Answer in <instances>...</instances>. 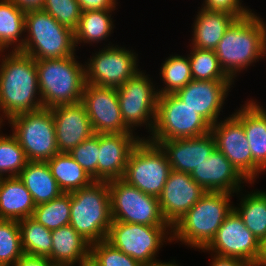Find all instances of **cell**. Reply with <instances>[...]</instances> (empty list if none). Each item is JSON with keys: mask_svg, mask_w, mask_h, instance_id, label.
Instances as JSON below:
<instances>
[{"mask_svg": "<svg viewBox=\"0 0 266 266\" xmlns=\"http://www.w3.org/2000/svg\"><path fill=\"white\" fill-rule=\"evenodd\" d=\"M234 115L241 121L253 158V184L266 170V109L249 100Z\"/></svg>", "mask_w": 266, "mask_h": 266, "instance_id": "23", "label": "cell"}, {"mask_svg": "<svg viewBox=\"0 0 266 266\" xmlns=\"http://www.w3.org/2000/svg\"><path fill=\"white\" fill-rule=\"evenodd\" d=\"M82 12L98 10H116L117 0H77Z\"/></svg>", "mask_w": 266, "mask_h": 266, "instance_id": "42", "label": "cell"}, {"mask_svg": "<svg viewBox=\"0 0 266 266\" xmlns=\"http://www.w3.org/2000/svg\"><path fill=\"white\" fill-rule=\"evenodd\" d=\"M81 266H93V265L88 262L87 264H83Z\"/></svg>", "mask_w": 266, "mask_h": 266, "instance_id": "50", "label": "cell"}, {"mask_svg": "<svg viewBox=\"0 0 266 266\" xmlns=\"http://www.w3.org/2000/svg\"><path fill=\"white\" fill-rule=\"evenodd\" d=\"M202 8L209 11H223L234 15L237 19L252 13L251 9L241 5V0H204Z\"/></svg>", "mask_w": 266, "mask_h": 266, "instance_id": "41", "label": "cell"}, {"mask_svg": "<svg viewBox=\"0 0 266 266\" xmlns=\"http://www.w3.org/2000/svg\"><path fill=\"white\" fill-rule=\"evenodd\" d=\"M2 53L4 51H0L1 58L4 57L0 60L1 125L5 119L44 108L35 59L19 50H11L6 56Z\"/></svg>", "mask_w": 266, "mask_h": 266, "instance_id": "1", "label": "cell"}, {"mask_svg": "<svg viewBox=\"0 0 266 266\" xmlns=\"http://www.w3.org/2000/svg\"><path fill=\"white\" fill-rule=\"evenodd\" d=\"M169 228L171 230L170 226H148L112 221L106 241L143 266H160L168 263H162L155 257L165 240L172 242Z\"/></svg>", "mask_w": 266, "mask_h": 266, "instance_id": "7", "label": "cell"}, {"mask_svg": "<svg viewBox=\"0 0 266 266\" xmlns=\"http://www.w3.org/2000/svg\"><path fill=\"white\" fill-rule=\"evenodd\" d=\"M108 45L85 62V81L88 84L117 88L140 71L138 54L125 47Z\"/></svg>", "mask_w": 266, "mask_h": 266, "instance_id": "13", "label": "cell"}, {"mask_svg": "<svg viewBox=\"0 0 266 266\" xmlns=\"http://www.w3.org/2000/svg\"><path fill=\"white\" fill-rule=\"evenodd\" d=\"M215 147L233 164L238 172L253 183V158L241 121L232 114L211 126Z\"/></svg>", "mask_w": 266, "mask_h": 266, "instance_id": "16", "label": "cell"}, {"mask_svg": "<svg viewBox=\"0 0 266 266\" xmlns=\"http://www.w3.org/2000/svg\"><path fill=\"white\" fill-rule=\"evenodd\" d=\"M89 263L93 266H143L131 256L114 248L106 240L90 245Z\"/></svg>", "mask_w": 266, "mask_h": 266, "instance_id": "38", "label": "cell"}, {"mask_svg": "<svg viewBox=\"0 0 266 266\" xmlns=\"http://www.w3.org/2000/svg\"><path fill=\"white\" fill-rule=\"evenodd\" d=\"M18 177L31 193L35 205L47 203L63 193L47 162L28 161Z\"/></svg>", "mask_w": 266, "mask_h": 266, "instance_id": "27", "label": "cell"}, {"mask_svg": "<svg viewBox=\"0 0 266 266\" xmlns=\"http://www.w3.org/2000/svg\"><path fill=\"white\" fill-rule=\"evenodd\" d=\"M46 162L64 193L79 190L94 181L69 153H58Z\"/></svg>", "mask_w": 266, "mask_h": 266, "instance_id": "28", "label": "cell"}, {"mask_svg": "<svg viewBox=\"0 0 266 266\" xmlns=\"http://www.w3.org/2000/svg\"><path fill=\"white\" fill-rule=\"evenodd\" d=\"M98 151L99 134H94L69 152V155L94 181H98Z\"/></svg>", "mask_w": 266, "mask_h": 266, "instance_id": "40", "label": "cell"}, {"mask_svg": "<svg viewBox=\"0 0 266 266\" xmlns=\"http://www.w3.org/2000/svg\"><path fill=\"white\" fill-rule=\"evenodd\" d=\"M113 221L148 226H169L163 218L158 197L145 194L122 178L108 182Z\"/></svg>", "mask_w": 266, "mask_h": 266, "instance_id": "11", "label": "cell"}, {"mask_svg": "<svg viewBox=\"0 0 266 266\" xmlns=\"http://www.w3.org/2000/svg\"><path fill=\"white\" fill-rule=\"evenodd\" d=\"M42 10L73 31L77 28L82 13L77 0H45Z\"/></svg>", "mask_w": 266, "mask_h": 266, "instance_id": "39", "label": "cell"}, {"mask_svg": "<svg viewBox=\"0 0 266 266\" xmlns=\"http://www.w3.org/2000/svg\"><path fill=\"white\" fill-rule=\"evenodd\" d=\"M165 152L173 171L191 174L212 153L215 140L211 132L192 138L151 141Z\"/></svg>", "mask_w": 266, "mask_h": 266, "instance_id": "22", "label": "cell"}, {"mask_svg": "<svg viewBox=\"0 0 266 266\" xmlns=\"http://www.w3.org/2000/svg\"><path fill=\"white\" fill-rule=\"evenodd\" d=\"M206 193L190 174L172 170L158 197L163 218L172 227Z\"/></svg>", "mask_w": 266, "mask_h": 266, "instance_id": "17", "label": "cell"}, {"mask_svg": "<svg viewBox=\"0 0 266 266\" xmlns=\"http://www.w3.org/2000/svg\"><path fill=\"white\" fill-rule=\"evenodd\" d=\"M232 193L207 192L171 227L172 241L204 249L234 209Z\"/></svg>", "mask_w": 266, "mask_h": 266, "instance_id": "3", "label": "cell"}, {"mask_svg": "<svg viewBox=\"0 0 266 266\" xmlns=\"http://www.w3.org/2000/svg\"><path fill=\"white\" fill-rule=\"evenodd\" d=\"M211 131V125L175 94L159 95L155 125L149 141L192 138ZM149 138V139H148Z\"/></svg>", "mask_w": 266, "mask_h": 266, "instance_id": "9", "label": "cell"}, {"mask_svg": "<svg viewBox=\"0 0 266 266\" xmlns=\"http://www.w3.org/2000/svg\"><path fill=\"white\" fill-rule=\"evenodd\" d=\"M153 86L148 75L138 71L124 85L117 87L122 119L132 132L135 127L146 125L148 132L152 133L159 97Z\"/></svg>", "mask_w": 266, "mask_h": 266, "instance_id": "12", "label": "cell"}, {"mask_svg": "<svg viewBox=\"0 0 266 266\" xmlns=\"http://www.w3.org/2000/svg\"><path fill=\"white\" fill-rule=\"evenodd\" d=\"M13 2L25 13L30 11L42 10L45 0H8Z\"/></svg>", "mask_w": 266, "mask_h": 266, "instance_id": "45", "label": "cell"}, {"mask_svg": "<svg viewBox=\"0 0 266 266\" xmlns=\"http://www.w3.org/2000/svg\"><path fill=\"white\" fill-rule=\"evenodd\" d=\"M81 103L95 134H133L122 119L117 88L85 83Z\"/></svg>", "mask_w": 266, "mask_h": 266, "instance_id": "14", "label": "cell"}, {"mask_svg": "<svg viewBox=\"0 0 266 266\" xmlns=\"http://www.w3.org/2000/svg\"><path fill=\"white\" fill-rule=\"evenodd\" d=\"M36 205L19 177H3L0 190V220L31 217Z\"/></svg>", "mask_w": 266, "mask_h": 266, "instance_id": "26", "label": "cell"}, {"mask_svg": "<svg viewBox=\"0 0 266 266\" xmlns=\"http://www.w3.org/2000/svg\"><path fill=\"white\" fill-rule=\"evenodd\" d=\"M90 243L85 240L70 224L52 230V249L48 258L54 264L79 266L90 259Z\"/></svg>", "mask_w": 266, "mask_h": 266, "instance_id": "24", "label": "cell"}, {"mask_svg": "<svg viewBox=\"0 0 266 266\" xmlns=\"http://www.w3.org/2000/svg\"><path fill=\"white\" fill-rule=\"evenodd\" d=\"M237 18L223 11H209L203 8L198 12L193 25L192 45L199 49L215 50L225 31Z\"/></svg>", "mask_w": 266, "mask_h": 266, "instance_id": "25", "label": "cell"}, {"mask_svg": "<svg viewBox=\"0 0 266 266\" xmlns=\"http://www.w3.org/2000/svg\"><path fill=\"white\" fill-rule=\"evenodd\" d=\"M2 181H3V177L0 176V190H1V186H2Z\"/></svg>", "mask_w": 266, "mask_h": 266, "instance_id": "49", "label": "cell"}, {"mask_svg": "<svg viewBox=\"0 0 266 266\" xmlns=\"http://www.w3.org/2000/svg\"><path fill=\"white\" fill-rule=\"evenodd\" d=\"M0 266H9V265L4 264V263H0Z\"/></svg>", "mask_w": 266, "mask_h": 266, "instance_id": "51", "label": "cell"}, {"mask_svg": "<svg viewBox=\"0 0 266 266\" xmlns=\"http://www.w3.org/2000/svg\"><path fill=\"white\" fill-rule=\"evenodd\" d=\"M232 80H191L175 95L201 115L211 126L218 122Z\"/></svg>", "mask_w": 266, "mask_h": 266, "instance_id": "18", "label": "cell"}, {"mask_svg": "<svg viewBox=\"0 0 266 266\" xmlns=\"http://www.w3.org/2000/svg\"><path fill=\"white\" fill-rule=\"evenodd\" d=\"M243 194L239 207L234 210L242 218L244 225L253 233L259 242L266 239V191H255Z\"/></svg>", "mask_w": 266, "mask_h": 266, "instance_id": "31", "label": "cell"}, {"mask_svg": "<svg viewBox=\"0 0 266 266\" xmlns=\"http://www.w3.org/2000/svg\"><path fill=\"white\" fill-rule=\"evenodd\" d=\"M54 263L45 256L23 254L14 266H53Z\"/></svg>", "mask_w": 266, "mask_h": 266, "instance_id": "43", "label": "cell"}, {"mask_svg": "<svg viewBox=\"0 0 266 266\" xmlns=\"http://www.w3.org/2000/svg\"><path fill=\"white\" fill-rule=\"evenodd\" d=\"M190 176L207 192L238 194L242 191L241 184L249 183L216 148L192 171Z\"/></svg>", "mask_w": 266, "mask_h": 266, "instance_id": "19", "label": "cell"}, {"mask_svg": "<svg viewBox=\"0 0 266 266\" xmlns=\"http://www.w3.org/2000/svg\"><path fill=\"white\" fill-rule=\"evenodd\" d=\"M25 14L13 2L0 0V51L5 50L6 52V49L12 45L13 51L23 47L22 35L25 33Z\"/></svg>", "mask_w": 266, "mask_h": 266, "instance_id": "29", "label": "cell"}, {"mask_svg": "<svg viewBox=\"0 0 266 266\" xmlns=\"http://www.w3.org/2000/svg\"><path fill=\"white\" fill-rule=\"evenodd\" d=\"M4 135L0 134V176L18 177L28 160L17 139L12 134Z\"/></svg>", "mask_w": 266, "mask_h": 266, "instance_id": "36", "label": "cell"}, {"mask_svg": "<svg viewBox=\"0 0 266 266\" xmlns=\"http://www.w3.org/2000/svg\"><path fill=\"white\" fill-rule=\"evenodd\" d=\"M8 122L28 161L46 162L59 153L51 109L22 113Z\"/></svg>", "mask_w": 266, "mask_h": 266, "instance_id": "10", "label": "cell"}, {"mask_svg": "<svg viewBox=\"0 0 266 266\" xmlns=\"http://www.w3.org/2000/svg\"><path fill=\"white\" fill-rule=\"evenodd\" d=\"M70 193L69 224L90 244L106 240L113 221L108 182L93 181Z\"/></svg>", "mask_w": 266, "mask_h": 266, "instance_id": "5", "label": "cell"}, {"mask_svg": "<svg viewBox=\"0 0 266 266\" xmlns=\"http://www.w3.org/2000/svg\"><path fill=\"white\" fill-rule=\"evenodd\" d=\"M254 266H266V239L260 242V252Z\"/></svg>", "mask_w": 266, "mask_h": 266, "instance_id": "46", "label": "cell"}, {"mask_svg": "<svg viewBox=\"0 0 266 266\" xmlns=\"http://www.w3.org/2000/svg\"><path fill=\"white\" fill-rule=\"evenodd\" d=\"M202 250L223 257L239 258L254 266L260 252V242L233 209L215 237Z\"/></svg>", "mask_w": 266, "mask_h": 266, "instance_id": "15", "label": "cell"}, {"mask_svg": "<svg viewBox=\"0 0 266 266\" xmlns=\"http://www.w3.org/2000/svg\"><path fill=\"white\" fill-rule=\"evenodd\" d=\"M160 68V77L166 86L157 90L159 95L175 94L193 80L188 56L171 55Z\"/></svg>", "mask_w": 266, "mask_h": 266, "instance_id": "34", "label": "cell"}, {"mask_svg": "<svg viewBox=\"0 0 266 266\" xmlns=\"http://www.w3.org/2000/svg\"><path fill=\"white\" fill-rule=\"evenodd\" d=\"M215 53L221 69L234 81L237 73L266 56V23L254 12L236 19L225 31Z\"/></svg>", "mask_w": 266, "mask_h": 266, "instance_id": "2", "label": "cell"}, {"mask_svg": "<svg viewBox=\"0 0 266 266\" xmlns=\"http://www.w3.org/2000/svg\"><path fill=\"white\" fill-rule=\"evenodd\" d=\"M23 254L18 221L0 220V263L14 266Z\"/></svg>", "mask_w": 266, "mask_h": 266, "instance_id": "37", "label": "cell"}, {"mask_svg": "<svg viewBox=\"0 0 266 266\" xmlns=\"http://www.w3.org/2000/svg\"><path fill=\"white\" fill-rule=\"evenodd\" d=\"M53 266H74V265H70V264H54Z\"/></svg>", "mask_w": 266, "mask_h": 266, "instance_id": "48", "label": "cell"}, {"mask_svg": "<svg viewBox=\"0 0 266 266\" xmlns=\"http://www.w3.org/2000/svg\"><path fill=\"white\" fill-rule=\"evenodd\" d=\"M191 48L188 57L193 80H231L221 69L215 50Z\"/></svg>", "mask_w": 266, "mask_h": 266, "instance_id": "35", "label": "cell"}, {"mask_svg": "<svg viewBox=\"0 0 266 266\" xmlns=\"http://www.w3.org/2000/svg\"><path fill=\"white\" fill-rule=\"evenodd\" d=\"M211 266H253L250 263L235 257H223L213 254Z\"/></svg>", "mask_w": 266, "mask_h": 266, "instance_id": "44", "label": "cell"}, {"mask_svg": "<svg viewBox=\"0 0 266 266\" xmlns=\"http://www.w3.org/2000/svg\"><path fill=\"white\" fill-rule=\"evenodd\" d=\"M70 211L71 193L63 192L47 203L36 205L31 218L52 231L69 225Z\"/></svg>", "mask_w": 266, "mask_h": 266, "instance_id": "33", "label": "cell"}, {"mask_svg": "<svg viewBox=\"0 0 266 266\" xmlns=\"http://www.w3.org/2000/svg\"><path fill=\"white\" fill-rule=\"evenodd\" d=\"M171 171L161 147L143 137L132 150L122 179L145 194L159 197Z\"/></svg>", "mask_w": 266, "mask_h": 266, "instance_id": "8", "label": "cell"}, {"mask_svg": "<svg viewBox=\"0 0 266 266\" xmlns=\"http://www.w3.org/2000/svg\"><path fill=\"white\" fill-rule=\"evenodd\" d=\"M76 55L60 59L35 60L42 105L46 109L81 102L85 66Z\"/></svg>", "mask_w": 266, "mask_h": 266, "instance_id": "4", "label": "cell"}, {"mask_svg": "<svg viewBox=\"0 0 266 266\" xmlns=\"http://www.w3.org/2000/svg\"><path fill=\"white\" fill-rule=\"evenodd\" d=\"M26 32L19 51L35 60L60 59L76 54L74 31L61 25L44 10L25 14Z\"/></svg>", "mask_w": 266, "mask_h": 266, "instance_id": "6", "label": "cell"}, {"mask_svg": "<svg viewBox=\"0 0 266 266\" xmlns=\"http://www.w3.org/2000/svg\"><path fill=\"white\" fill-rule=\"evenodd\" d=\"M24 254L48 257L52 249V231L31 217L18 221Z\"/></svg>", "mask_w": 266, "mask_h": 266, "instance_id": "32", "label": "cell"}, {"mask_svg": "<svg viewBox=\"0 0 266 266\" xmlns=\"http://www.w3.org/2000/svg\"><path fill=\"white\" fill-rule=\"evenodd\" d=\"M59 153H69L95 133L84 105H61L51 108Z\"/></svg>", "mask_w": 266, "mask_h": 266, "instance_id": "20", "label": "cell"}, {"mask_svg": "<svg viewBox=\"0 0 266 266\" xmlns=\"http://www.w3.org/2000/svg\"><path fill=\"white\" fill-rule=\"evenodd\" d=\"M160 266H179L178 264H176L174 261L170 263V261L166 264L160 265Z\"/></svg>", "mask_w": 266, "mask_h": 266, "instance_id": "47", "label": "cell"}, {"mask_svg": "<svg viewBox=\"0 0 266 266\" xmlns=\"http://www.w3.org/2000/svg\"><path fill=\"white\" fill-rule=\"evenodd\" d=\"M142 138L133 134H99L98 181L123 177L129 156Z\"/></svg>", "mask_w": 266, "mask_h": 266, "instance_id": "21", "label": "cell"}, {"mask_svg": "<svg viewBox=\"0 0 266 266\" xmlns=\"http://www.w3.org/2000/svg\"><path fill=\"white\" fill-rule=\"evenodd\" d=\"M112 11L98 10L81 13L79 24L74 31V41L77 47L80 43H98L107 39L113 31Z\"/></svg>", "mask_w": 266, "mask_h": 266, "instance_id": "30", "label": "cell"}]
</instances>
